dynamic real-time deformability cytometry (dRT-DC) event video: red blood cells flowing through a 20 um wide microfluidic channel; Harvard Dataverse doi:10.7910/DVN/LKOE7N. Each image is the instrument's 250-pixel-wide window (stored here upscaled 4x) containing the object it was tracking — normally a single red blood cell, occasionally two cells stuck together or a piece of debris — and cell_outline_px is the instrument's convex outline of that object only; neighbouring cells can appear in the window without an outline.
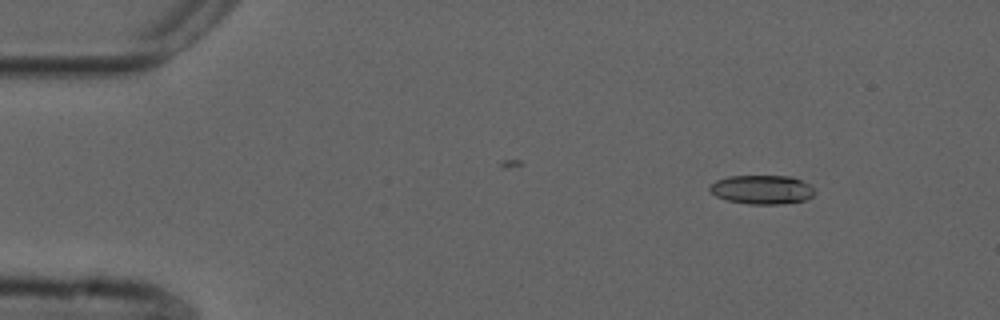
{"species": "common noctule bat (a hibernating species)", "species_latin": "Nyctalus noctula", "temperature_condition": "cold", "stored_images_in_passage": 3, "camera_frame_rate_fps": 3000, "um_per_image_px": 0.085, "animal": {"sex": "male", "forearm_length_mm": 52.5}, "frame": {"image": 1, "passage_image": 1, "time_ms": 0.0, "image_size_px": [1000, 320], "cell_outline_px": [[816, 192], [812, 196], [804, 200], [780, 204], [748, 204], [724, 200], [716, 196], [708, 188], [716, 180], [728, 176], [792, 176], [808, 184]], "centroid_in_image_um": [64.74, 16.12], "position_along_channel_um": 20.3, "area_um2": 17.69}}